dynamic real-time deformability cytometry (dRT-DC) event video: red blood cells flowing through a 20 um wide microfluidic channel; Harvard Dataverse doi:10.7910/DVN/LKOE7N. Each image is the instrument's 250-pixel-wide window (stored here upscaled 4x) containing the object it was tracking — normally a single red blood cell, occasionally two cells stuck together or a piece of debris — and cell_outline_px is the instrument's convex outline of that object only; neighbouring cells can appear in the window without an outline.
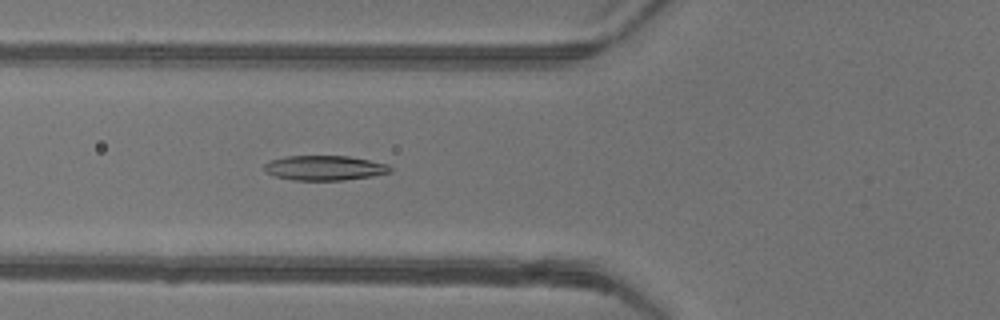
{"species": "common noctule bat (a hibernating species)", "species_latin": "Nyctalus noctula", "temperature_condition": "warm", "stored_images_in_passage": 41, "camera_frame_rate_fps": 3000, "um_per_image_px": 0.085, "animal": {"sex": "female"}, "frame": {"image": 1, "passage_image": 11, "time_ms": 3.333, "image_size_px": [1000, 320], "cell_outline_px": [[392, 172], [372, 176], [344, 180], [292, 180], [272, 176], [264, 168], [264, 164], [268, 160], [284, 156], [348, 156], [388, 164], [392, 168]], "centroid_in_image_um": [27.56, 14.27], "position_along_channel_um": 98.2, "area_um2": 18.32}}
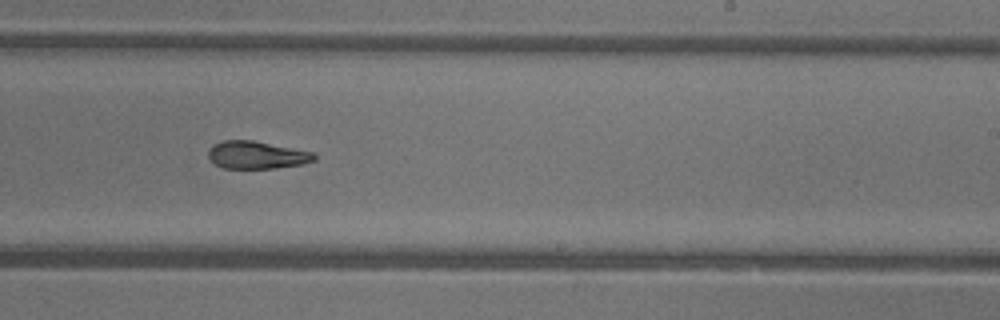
{"frame": {"image": 2, "passage_image": 23, "time_ms": 7.333, "image_size_px": [1000, 320], "cell_outline_px": [[316, 160], [304, 164], [276, 168], [224, 168], [216, 164], [208, 156], [208, 152], [212, 144], [224, 140], [252, 140], [312, 152], [316, 156]], "centroid_in_image_um": [21.82, 13.17], "position_along_channel_um": 267.2, "area_um2": 16.94}}
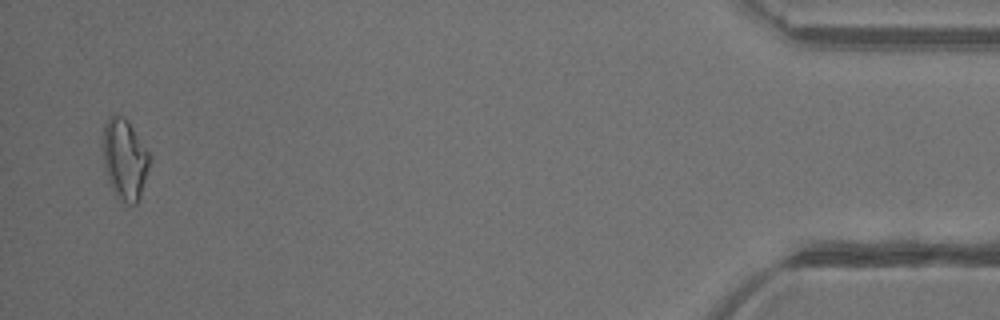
{"frame": {"image": 3, "passage_image": 40, "time_ms": 13.0, "image_size_px": [1000, 320], "cell_outline_px": [[152, 156], [140, 200], [136, 204], [128, 204], [116, 196], [108, 180], [104, 168], [104, 124], [108, 116], [112, 112], [124, 116], [128, 120]], "centroid_in_image_um": [10.63, 13.51], "position_along_channel_um": 424.6, "area_um2": 22.31}, "authors_computed_cell_mechanics": {"area_um2": 18.2648, "velocity_mm_per_s": 4.2142, "shape_relaxation_time_tau1_ms": 9.2495, "shape_relaxation_time_tau2_ms": 2.8356, "deformation_change_tau1": 0.2574, "deformation_change_tau2": 0.0907}}